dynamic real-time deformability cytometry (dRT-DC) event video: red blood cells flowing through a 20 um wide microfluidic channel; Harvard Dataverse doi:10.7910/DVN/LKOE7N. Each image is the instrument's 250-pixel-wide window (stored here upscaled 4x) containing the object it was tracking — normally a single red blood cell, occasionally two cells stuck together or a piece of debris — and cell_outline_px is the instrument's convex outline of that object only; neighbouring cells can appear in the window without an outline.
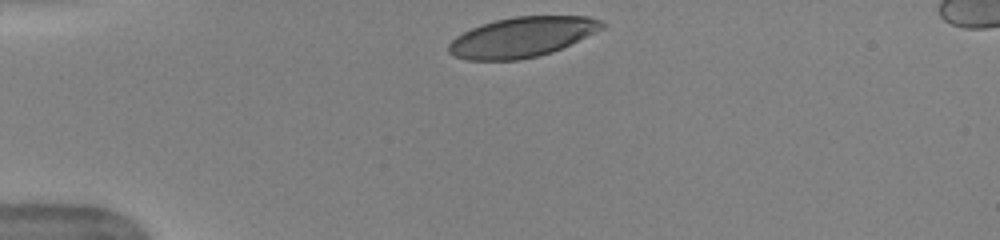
{"species": "human", "species_latin": "Homo sapiens", "temperature_condition": "warm", "stored_images_in_passage": 32, "camera_frame_rate_fps": 3000, "um_per_image_px": 0.085, "donor": {"sex": "female"}, "frame": {"image": 1, "passage_image": 1, "time_ms": 0.0, "image_size_px": [1000, 240], "cell_outline_px": [[608, 24], [604, 28], [596, 32], [552, 52], [520, 60], [468, 60], [456, 56], [448, 52], [448, 44], [456, 36], [480, 24], [496, 20], [516, 16], [588, 16], [600, 20]], "centroid_in_image_um": [44.38, 3.14], "position_along_channel_um": 40.6, "area_um2": 35.66}}
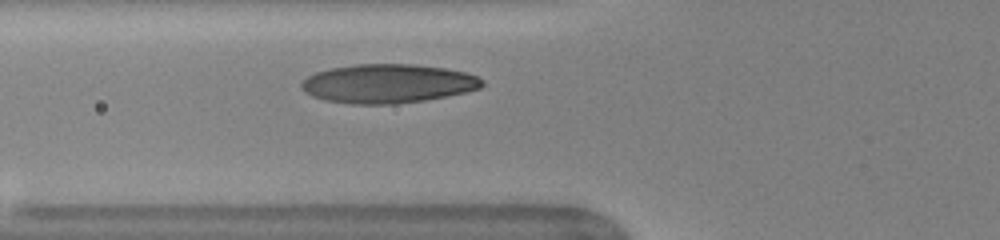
{"frame": {"image": 2, "passage_image": 8, "time_ms": 2.333, "image_size_px": [1000, 240], "cell_outline_px": [[484, 84], [480, 88], [468, 92], [424, 100], [392, 104], [352, 104], [324, 100], [312, 96], [304, 92], [300, 88], [300, 84], [308, 76], [316, 72], [328, 68], [356, 64], [412, 64], [444, 68], [464, 72], [476, 76], [484, 80]], "centroid_in_image_um": [32.94, 7.1], "position_along_channel_um": 92.9, "area_um2": 41.1}}
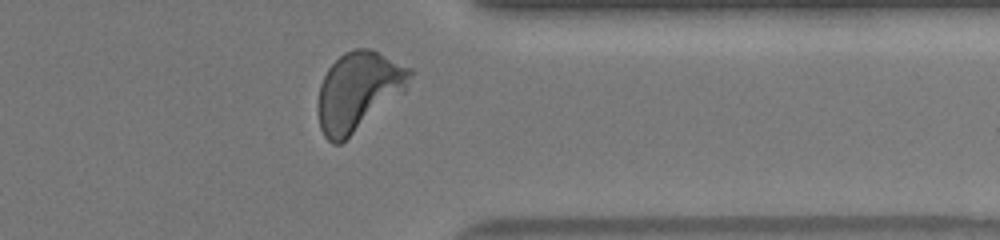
{"frame": {"image": 3, "passage_image": 30, "time_ms": 9.667, "image_size_px": [1000, 240], "cell_outline_px": [[412, 76], [404, 92], [340, 144], [332, 144], [324, 136], [320, 128], [316, 112], [316, 104], [320, 84], [328, 68], [344, 52], [352, 48], [368, 48], [412, 68]], "centroid_in_image_um": [30.42, 7.76], "position_along_channel_um": 381.0, "area_um2": 42.19}, "authors_computed_cell_mechanics": {"area_um2": 39.7953, "velocity_mm_per_s": 3.96, "shape_relaxation_time_tau1_ms": 2.5276, "shape_relaxation_time_tau2_ms": null, "deformation_change_tau1": 0.1721, "deformation_change_tau2": null}}